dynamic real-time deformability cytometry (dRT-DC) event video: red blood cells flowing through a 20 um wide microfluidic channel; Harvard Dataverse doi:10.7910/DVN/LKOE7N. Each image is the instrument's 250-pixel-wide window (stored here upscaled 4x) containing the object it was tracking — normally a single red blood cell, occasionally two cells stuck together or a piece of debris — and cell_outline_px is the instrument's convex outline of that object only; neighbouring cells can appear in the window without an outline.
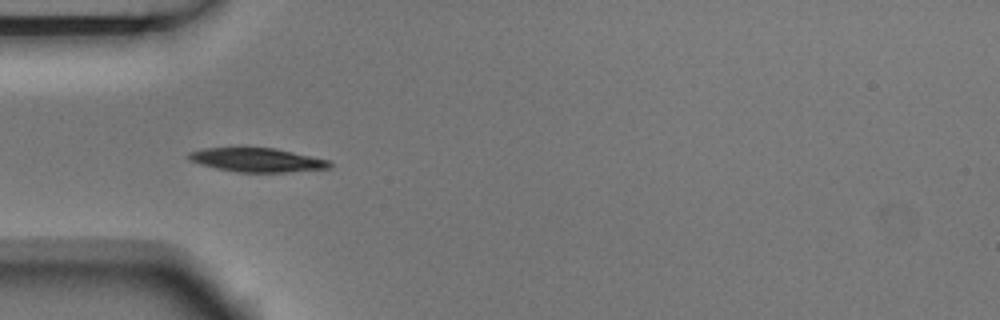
{"species": "Egyptian fruit bat (a non-hibernating species)", "species_latin": "Rousettus aegyptiacus", "temperature_condition": "room temperature", "stored_images_in_passage": 6, "camera_frame_rate_fps": 3000, "um_per_image_px": 0.085, "animal": {"sex": "male"}, "frame": {"image": 1, "passage_image": 4, "time_ms": 1.0, "image_size_px": [1000, 320], "cell_outline_px": [[332, 168], [284, 172], [240, 172], [216, 168], [200, 164], [192, 160], [188, 156], [188, 152], [204, 148], [276, 148], [328, 160], [332, 164]], "centroid_in_image_um": [21.87, 13.6], "position_along_channel_um": 63.1, "area_um2": 19.36}}
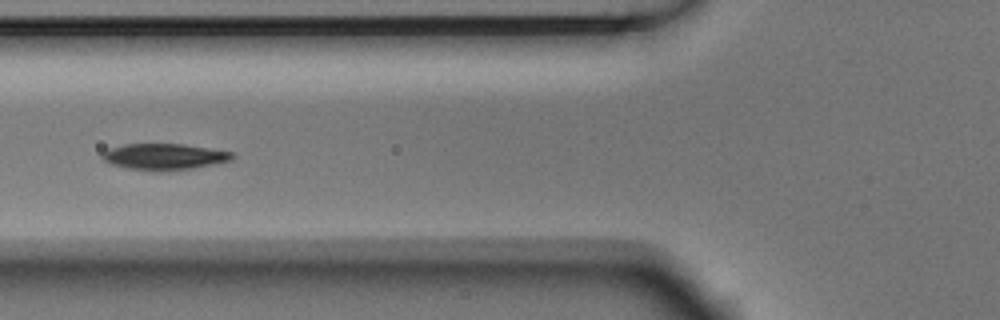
{"frame": {"image": 2, "passage_image": 5, "time_ms": 1.333, "image_size_px": [1000, 320], "cell_outline_px": [[236, 156], [232, 160], [192, 168], [160, 172], [156, 172], [128, 168], [112, 164], [104, 160], [100, 156], [108, 148], [124, 144], [184, 144], [232, 152]], "centroid_in_image_um": [13.95, 13.32], "position_along_channel_um": 111.9, "area_um2": 19.88}}
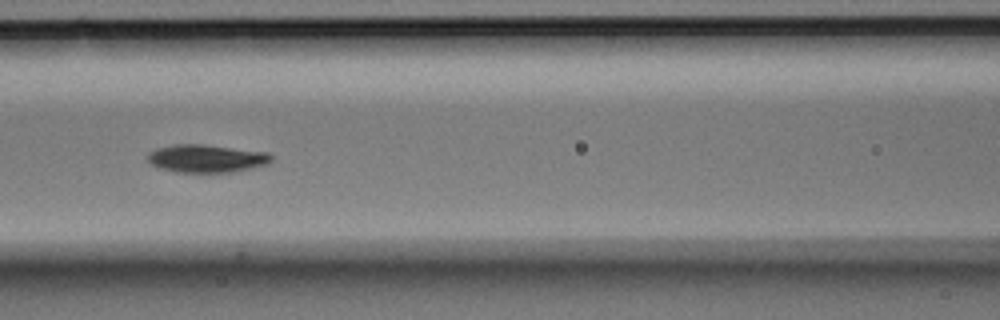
{"frame": {"image": 3, "passage_image": 6, "time_ms": 1.667, "image_size_px": [1000, 320], "cell_outline_px": [[272, 160], [268, 164], [232, 172], [176, 172], [160, 168], [148, 164], [144, 156], [148, 152], [156, 148], [172, 144], [204, 144], [268, 152], [272, 156]], "centroid_in_image_um": [17.48, 13.46], "position_along_channel_um": 149.1, "area_um2": 20.46}}